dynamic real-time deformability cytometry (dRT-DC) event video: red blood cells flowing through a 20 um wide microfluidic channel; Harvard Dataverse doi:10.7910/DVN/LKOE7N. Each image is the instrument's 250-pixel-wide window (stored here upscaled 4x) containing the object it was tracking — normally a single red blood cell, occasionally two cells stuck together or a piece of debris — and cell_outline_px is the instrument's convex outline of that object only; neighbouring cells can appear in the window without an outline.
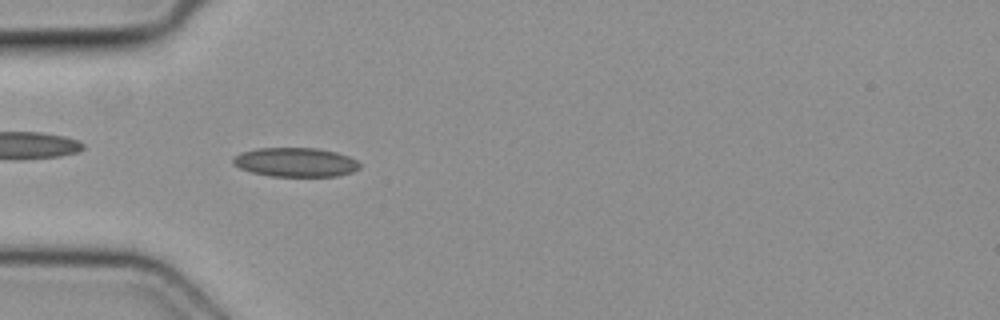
{"species": "common noctule bat (a hibernating species)", "species_latin": "Nyctalus noctula", "temperature_condition": "cold", "stored_images_in_passage": 4, "camera_frame_rate_fps": 3000, "um_per_image_px": 0.085, "animal": {"sex": "female", "body_mass_g": 19.3, "forearm_length_mm": 54.1}, "frame": {"image": 1, "passage_image": 3, "time_ms": 0.667, "image_size_px": [1000, 320], "cell_outline_px": [[360, 168], [352, 172], [336, 176], [272, 176], [252, 172], [240, 168], [232, 164], [232, 156], [240, 152], [256, 148], [316, 148], [336, 152], [348, 156], [356, 160], [360, 164]], "centroid_in_image_um": [25.08, 13.78], "position_along_channel_um": 59.9, "area_um2": 21.56}}
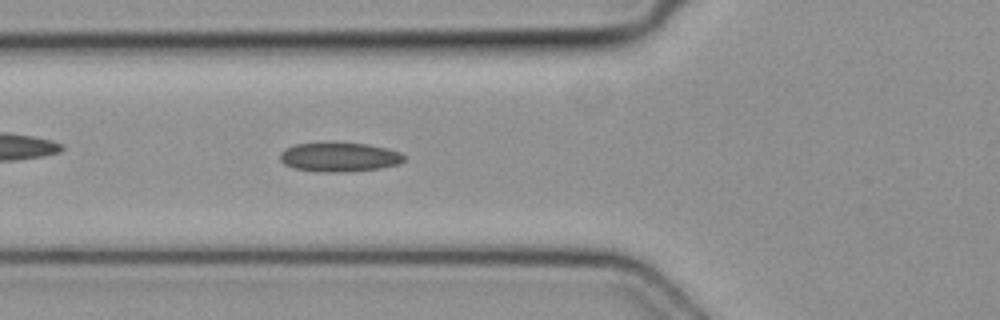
{"frame": {"image": 2, "passage_image": 4, "time_ms": 1.0, "image_size_px": [1000, 320], "cell_outline_px": [[404, 160], [400, 164], [380, 168], [348, 172], [316, 172], [292, 168], [284, 164], [280, 160], [280, 152], [296, 144], [324, 140], [332, 140], [364, 144], [384, 148], [400, 152], [404, 156]], "centroid_in_image_um": [28.79, 13.33], "position_along_channel_um": 97.0, "area_um2": 21.85}}